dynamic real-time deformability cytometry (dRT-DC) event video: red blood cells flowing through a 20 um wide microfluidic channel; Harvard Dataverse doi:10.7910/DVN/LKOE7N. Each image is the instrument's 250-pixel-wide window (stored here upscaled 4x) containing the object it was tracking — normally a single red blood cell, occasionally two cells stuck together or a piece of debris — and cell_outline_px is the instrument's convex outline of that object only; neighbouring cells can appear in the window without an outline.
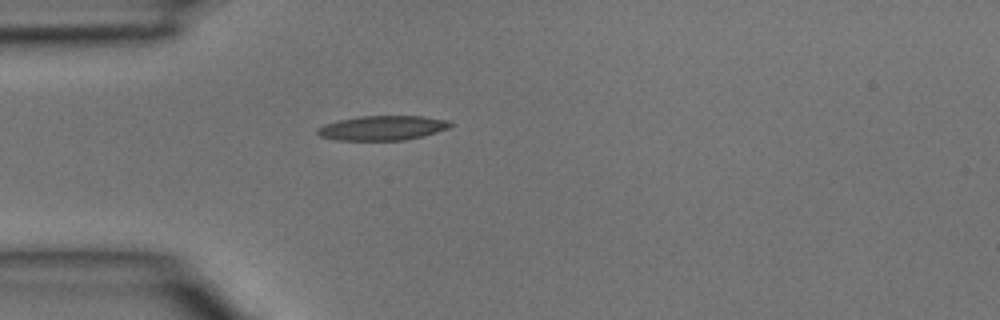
{"species": "common noctule bat (a hibernating species)", "species_latin": "Nyctalus noctula", "temperature_condition": "room temperature", "stored_images_in_passage": 5, "camera_frame_rate_fps": 3000, "um_per_image_px": 0.085, "animal": {"sex": "male", "body_mass_g": 15.6}, "frame": {"image": 1, "passage_image": 5, "time_ms": 1.333, "image_size_px": [1000, 320], "cell_outline_px": [[452, 124], [448, 128], [424, 136], [404, 140], [336, 140], [320, 136], [316, 132], [316, 128], [324, 124], [340, 120], [360, 116], [424, 116], [448, 120]], "centroid_in_image_um": [32.49, 10.87], "position_along_channel_um": 52.5, "area_um2": 19.02}}